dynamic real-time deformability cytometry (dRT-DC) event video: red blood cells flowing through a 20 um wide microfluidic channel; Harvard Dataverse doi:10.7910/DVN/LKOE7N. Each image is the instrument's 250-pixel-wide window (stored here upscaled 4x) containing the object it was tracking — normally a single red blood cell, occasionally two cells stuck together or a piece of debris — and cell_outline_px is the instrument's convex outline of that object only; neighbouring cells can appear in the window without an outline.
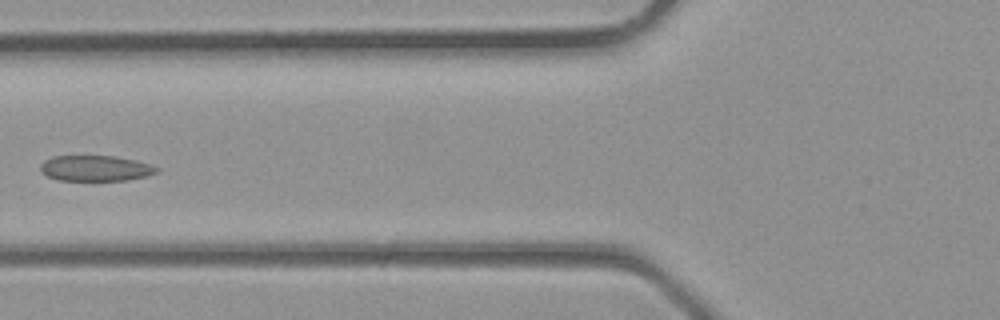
{"species": "common noctule bat (a hibernating species)", "species_latin": "Nyctalus noctula", "temperature_condition": "room temperature", "stored_images_in_passage": 5, "camera_frame_rate_fps": 3000, "um_per_image_px": 0.085, "animal": {"sex": "male", "body_mass_g": 23.1, "forearm_length_mm": 52.7}, "frame": {"image": 1, "passage_image": 5, "time_ms": 1.333, "image_size_px": [1000, 320], "cell_outline_px": [[160, 168], [156, 172], [144, 176], [124, 180], [60, 180], [48, 176], [40, 172], [40, 164], [44, 160], [52, 156], [116, 156], [136, 160]], "centroid_in_image_um": [8.07, 14.29], "position_along_channel_um": 117.7, "area_um2": 17.22}}